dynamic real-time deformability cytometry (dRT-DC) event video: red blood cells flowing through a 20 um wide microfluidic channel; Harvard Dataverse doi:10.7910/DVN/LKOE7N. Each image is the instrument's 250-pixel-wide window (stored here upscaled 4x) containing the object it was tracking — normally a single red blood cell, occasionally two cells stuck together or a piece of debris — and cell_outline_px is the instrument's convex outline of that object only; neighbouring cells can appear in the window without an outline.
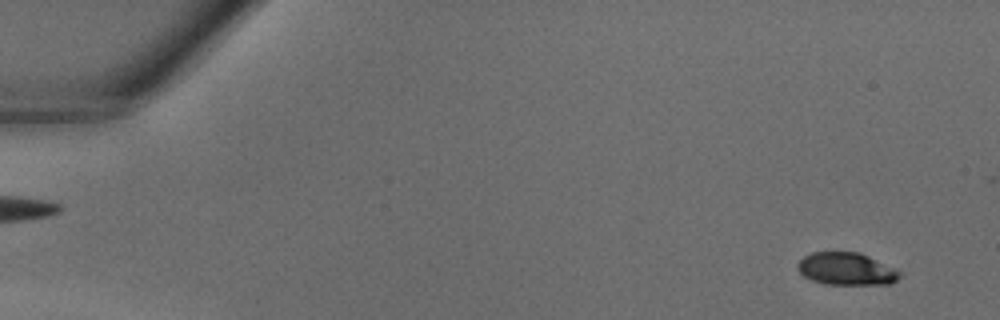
{"species": "common noctule bat (a hibernating species)", "species_latin": "Nyctalus noctula", "temperature_condition": "warm", "stored_images_in_passage": 7, "camera_frame_rate_fps": 3000, "um_per_image_px": 0.085, "animal": {"sex": "male", "body_mass_g": 18.8}, "frame": {"image": 1, "passage_image": 1, "time_ms": 0.0, "image_size_px": [1000, 320], "cell_outline_px": [[904, 272], [896, 280], [888, 284], [824, 284], [812, 280], [804, 276], [796, 268], [796, 264], [804, 256], [812, 252], [860, 252]], "centroid_in_image_um": [71.95, 22.85], "position_along_channel_um": 13.1, "area_um2": 19.42}}